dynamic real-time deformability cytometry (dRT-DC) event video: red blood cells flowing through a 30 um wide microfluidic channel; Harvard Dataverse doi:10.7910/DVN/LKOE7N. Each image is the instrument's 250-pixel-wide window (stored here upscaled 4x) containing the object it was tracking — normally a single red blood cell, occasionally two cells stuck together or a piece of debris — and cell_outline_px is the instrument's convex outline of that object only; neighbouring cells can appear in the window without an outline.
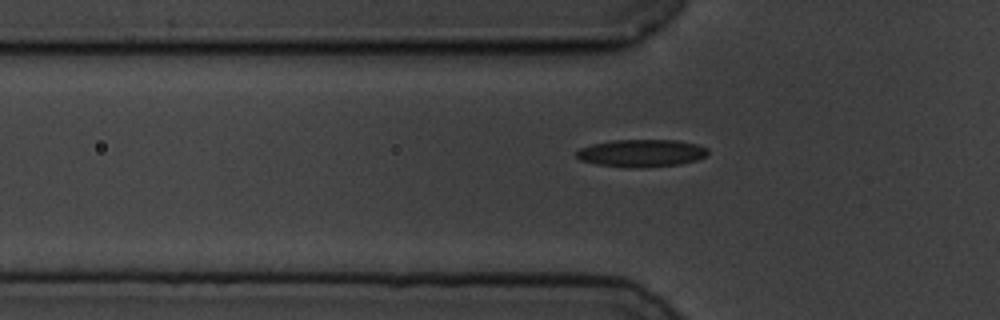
{"species": "common noctule bat (a hibernating species)", "species_latin": "Nyctalus noctula", "temperature_condition": "cold", "stored_images_in_passage": 2, "camera_frame_rate_fps": 3000, "um_per_image_px": 0.085, "animal": {"sex": "male", "body_mass_g": 19.5, "forearm_length_mm": 54.6}, "frame": {"image": 1, "passage_image": 2, "time_ms": 0.333, "image_size_px": [1000, 320], "cell_outline_px": [[708, 152], [704, 156], [696, 160], [680, 164], [636, 168], [628, 168], [596, 164], [580, 160], [576, 156], [576, 152], [580, 148], [592, 144], [612, 140], [676, 140], [696, 144], [708, 148]], "centroid_in_image_um": [54.49, 13.02], "position_along_channel_um": 71.3, "area_um2": 21.04}}